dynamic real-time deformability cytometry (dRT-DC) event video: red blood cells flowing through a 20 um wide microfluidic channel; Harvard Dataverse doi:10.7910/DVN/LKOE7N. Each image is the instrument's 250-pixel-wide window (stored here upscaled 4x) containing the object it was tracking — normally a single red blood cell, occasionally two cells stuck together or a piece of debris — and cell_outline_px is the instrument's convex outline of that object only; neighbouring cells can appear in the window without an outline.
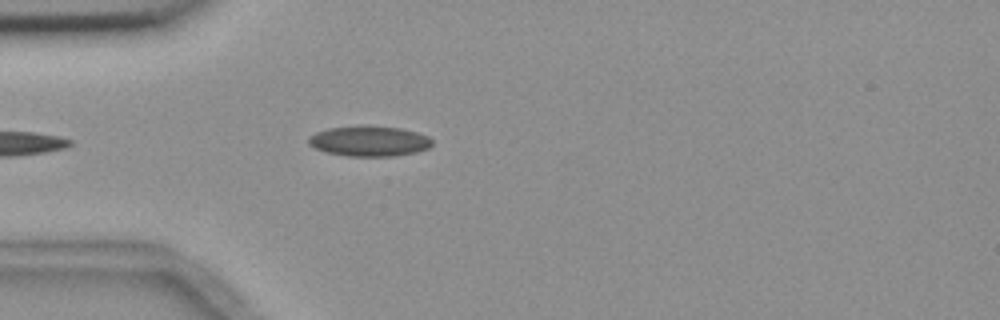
{"species": "common noctule bat (a hibernating species)", "species_latin": "Nyctalus noctula", "temperature_condition": "room temperature", "stored_images_in_passage": 5, "camera_frame_rate_fps": 3000, "um_per_image_px": 0.085, "animal": {"sex": "female", "body_mass_g": 18.4}, "frame": {"image": 1, "passage_image": 5, "time_ms": 4.667, "image_size_px": [1000, 320], "cell_outline_px": [[432, 144], [428, 148], [416, 152], [392, 156], [348, 156], [328, 152], [316, 148], [308, 144], [308, 136], [316, 132], [328, 128], [364, 124], [368, 124], [400, 128], [416, 132], [428, 136], [432, 140]], "centroid_in_image_um": [31.37, 11.97], "position_along_channel_um": 53.6, "area_um2": 22.08}}